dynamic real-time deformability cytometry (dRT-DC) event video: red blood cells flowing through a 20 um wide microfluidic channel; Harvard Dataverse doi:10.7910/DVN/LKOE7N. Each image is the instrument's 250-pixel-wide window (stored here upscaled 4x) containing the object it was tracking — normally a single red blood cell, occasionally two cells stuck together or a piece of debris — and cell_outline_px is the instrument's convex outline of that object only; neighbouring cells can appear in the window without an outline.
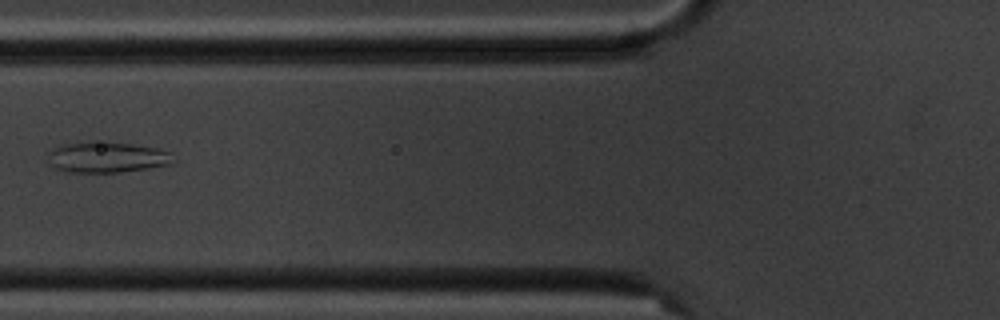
{"species": "common noctule bat (a hibernating species)", "species_latin": "Nyctalus noctula", "temperature_condition": "cold", "stored_images_in_passage": 11, "camera_frame_rate_fps": 3000, "um_per_image_px": 0.085, "animal": {"sex": "male", "body_mass_g": 20.1, "forearm_length_mm": 53.5}, "frame": {"image": 1, "passage_image": 2, "time_ms": 1.333, "image_size_px": [1000, 320], "cell_outline_px": [[176, 160], [168, 164], [148, 168], [120, 172], [68, 172], [56, 168], [52, 164], [52, 152], [60, 144], [108, 140], [160, 148], [172, 152]], "centroid_in_image_um": [9.21, 13.34], "position_along_channel_um": 116.6, "area_um2": 22.48}}
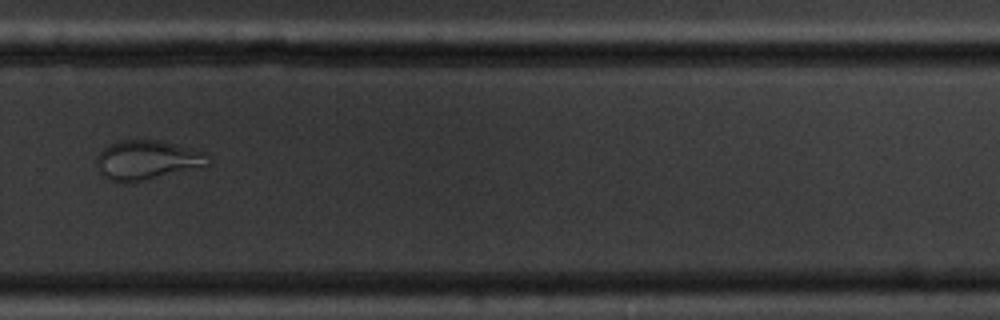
{"frame": {"image": 2, "passage_image": 7, "time_ms": 7.0, "image_size_px": [1000, 320], "cell_outline_px": [[212, 164], [144, 180], [108, 180], [100, 172], [96, 164], [96, 160], [100, 152], [108, 144], [120, 140], [160, 140], [204, 152]], "centroid_in_image_um": [12.49, 13.57], "position_along_channel_um": 317.3, "area_um2": 24.97}}
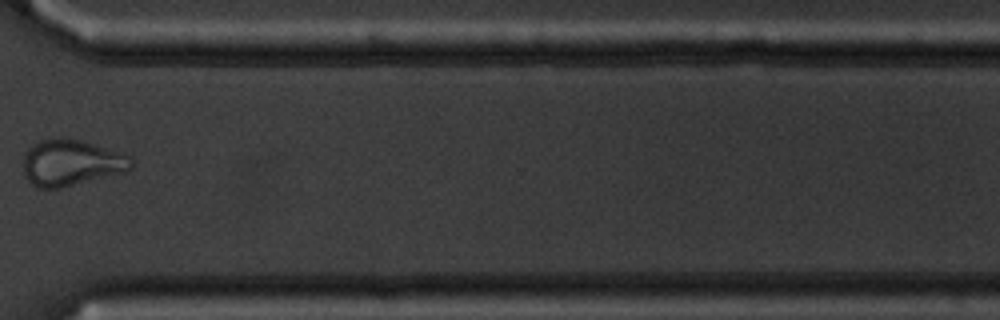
{"frame": {"image": 3, "passage_image": 8, "time_ms": 8.333, "image_size_px": [1000, 320], "cell_outline_px": [[136, 164], [128, 172], [60, 188], [36, 188], [24, 176], [24, 156], [28, 148], [40, 140], [56, 136], [64, 136], [80, 140], [128, 156]], "centroid_in_image_um": [6.04, 13.84], "position_along_channel_um": 364.6, "area_um2": 29.3}}